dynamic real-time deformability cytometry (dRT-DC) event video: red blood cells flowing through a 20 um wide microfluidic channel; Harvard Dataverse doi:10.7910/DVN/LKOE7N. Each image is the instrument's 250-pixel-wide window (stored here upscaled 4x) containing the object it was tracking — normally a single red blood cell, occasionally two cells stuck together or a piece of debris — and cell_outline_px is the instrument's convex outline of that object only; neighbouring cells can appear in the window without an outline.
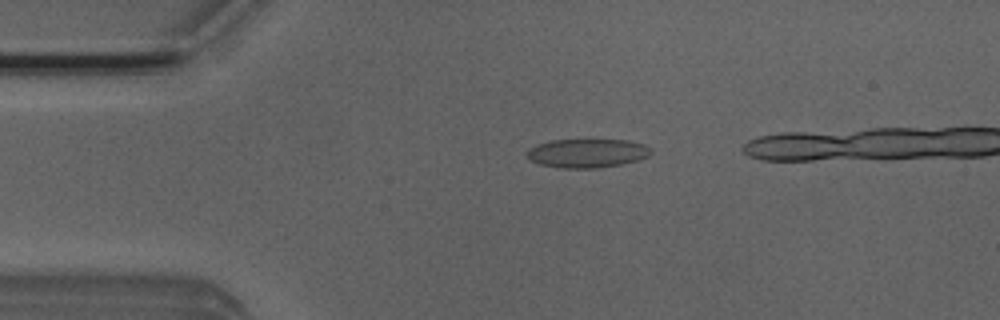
{"species": "Egyptian fruit bat (a non-hibernating species)", "species_latin": "Rousettus aegyptiacus", "temperature_condition": "room temperature", "stored_images_in_passage": 5, "camera_frame_rate_fps": 3000, "um_per_image_px": 0.085, "animal": {"sex": "male"}, "frame": {"image": 1, "passage_image": 3, "time_ms": 0.667, "image_size_px": [1000, 320], "cell_outline_px": [[652, 152], [648, 156], [640, 160], [620, 164], [596, 168], [560, 168], [540, 164], [528, 160], [528, 148], [536, 144], [552, 140], [628, 140], [644, 144], [652, 148]], "centroid_in_image_um": [49.92, 13.02], "position_along_channel_um": 35.1, "area_um2": 20.92}}